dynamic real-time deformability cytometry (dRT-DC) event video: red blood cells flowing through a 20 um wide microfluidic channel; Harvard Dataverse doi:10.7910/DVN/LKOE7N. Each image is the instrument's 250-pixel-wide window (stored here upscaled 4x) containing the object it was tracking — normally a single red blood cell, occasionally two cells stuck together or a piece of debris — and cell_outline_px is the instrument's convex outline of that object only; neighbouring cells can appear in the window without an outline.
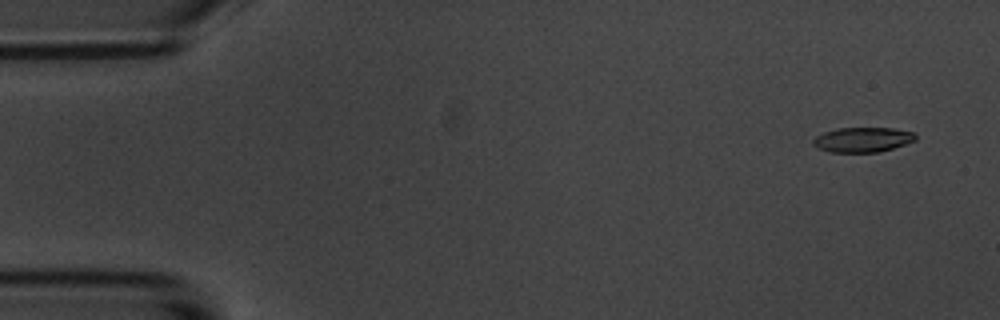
{"species": "common noctule bat (a hibernating species)", "species_latin": "Nyctalus noctula", "temperature_condition": "room temperature", "stored_images_in_passage": 56, "camera_frame_rate_fps": 3000, "um_per_image_px": 0.085, "animal": {"sex": "male", "body_mass_g": 20.1, "forearm_length_mm": 53.5}, "frame": {"image": 1, "passage_image": 3, "time_ms": 0.667, "image_size_px": [1000, 320], "cell_outline_px": [[916, 140], [880, 152], [832, 152], [816, 148], [812, 144], [812, 140], [816, 136], [824, 132], [836, 128], [892, 128], [916, 132]], "centroid_in_image_um": [73.31, 11.87], "position_along_channel_um": 11.7, "area_um2": 14.91}}
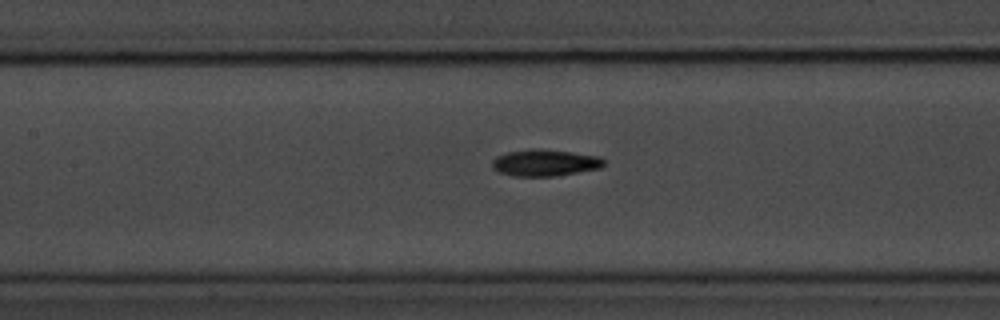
{"frame": {"image": 2, "passage_image": 25, "time_ms": 8.0, "image_size_px": [1000, 320], "cell_outline_px": [[604, 164], [600, 168], [556, 176], [516, 176], [500, 172], [492, 164], [492, 160], [496, 156], [508, 152], [532, 148], [540, 148], [572, 152], [600, 156], [604, 160]], "centroid_in_image_um": [46.35, 13.82], "position_along_channel_um": 161.1, "area_um2": 17.28}}
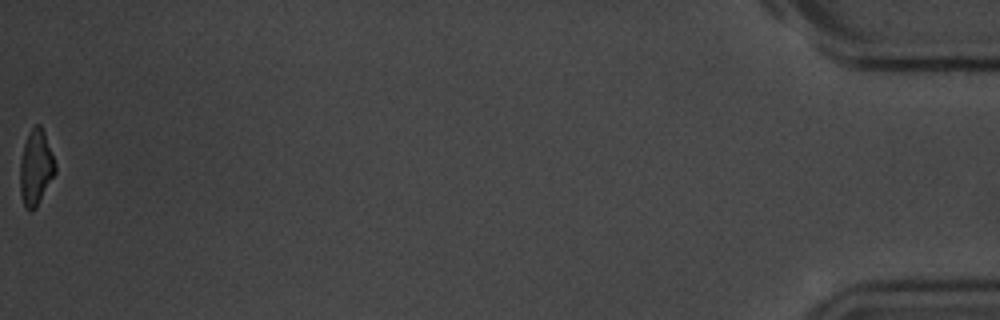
{"frame": {"image": 3, "passage_image": 56, "time_ms": 18.333, "image_size_px": [1000, 320], "cell_outline_px": [[56, 172], [36, 208], [32, 212], [24, 208], [20, 192], [20, 160], [24, 144], [32, 128], [36, 124], [40, 124], [44, 132], [56, 164]], "centroid_in_image_um": [3.04, 14.29], "position_along_channel_um": 432.2, "area_um2": 15.43}, "authors_computed_cell_mechanics": {"area_um2": 16.3863, "velocity_mm_per_s": 3.6014, "shape_relaxation_time_tau1_ms": 3.752, "shape_relaxation_time_tau2_ms": 8.1749, "deformation_change_tau1": 0.1407, "deformation_change_tau2": 0.1846}}